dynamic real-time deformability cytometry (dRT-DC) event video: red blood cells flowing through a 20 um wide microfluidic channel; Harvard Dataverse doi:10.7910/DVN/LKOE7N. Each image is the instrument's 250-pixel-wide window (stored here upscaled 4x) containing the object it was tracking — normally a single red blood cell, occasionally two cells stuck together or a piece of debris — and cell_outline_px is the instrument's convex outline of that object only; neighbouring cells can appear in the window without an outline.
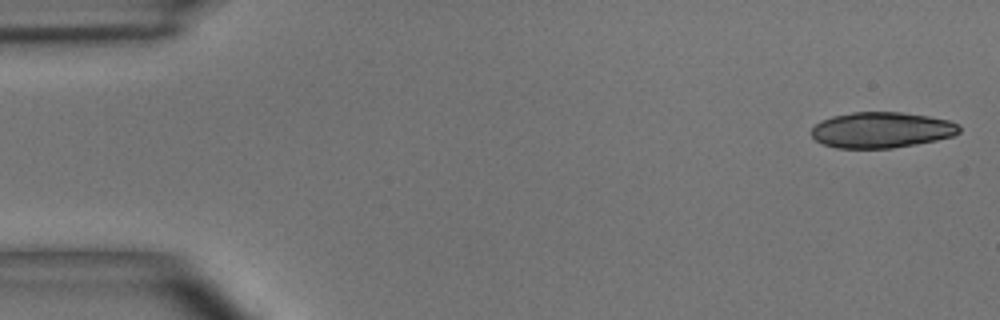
{"species": "common noctule bat (a hibernating species)", "species_latin": "Nyctalus noctula", "temperature_condition": "room temperature", "stored_images_in_passage": 7, "camera_frame_rate_fps": 3000, "um_per_image_px": 0.085, "animal": {"sex": "male", "body_mass_g": 15.6}, "frame": {"image": 1, "passage_image": 1, "time_ms": 0.0, "image_size_px": [1000, 320], "cell_outline_px": [[960, 132], [952, 136], [936, 140], [916, 144], [892, 148], [836, 148], [824, 144], [816, 140], [812, 136], [812, 128], [820, 120], [832, 116], [852, 112], [900, 112], [928, 116], [948, 120], [960, 124]], "centroid_in_image_um": [74.93, 11.04], "position_along_channel_um": 10.1, "area_um2": 30.87}}
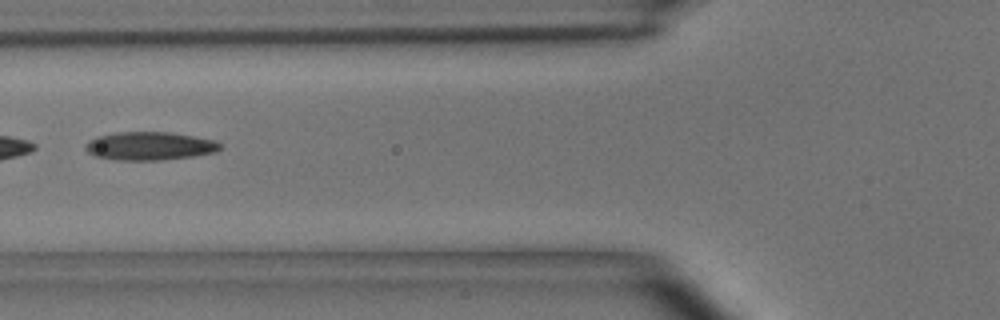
{"frame": {"image": 2, "passage_image": 6, "time_ms": 6.0, "image_size_px": [1000, 320], "cell_outline_px": [[220, 148], [216, 152], [192, 156], [160, 160], [116, 160], [92, 156], [84, 148], [84, 144], [88, 140], [96, 136], [116, 132], [168, 132], [216, 140], [220, 144]], "centroid_in_image_um": [12.65, 12.41], "position_along_channel_um": 113.2, "area_um2": 22.31}}